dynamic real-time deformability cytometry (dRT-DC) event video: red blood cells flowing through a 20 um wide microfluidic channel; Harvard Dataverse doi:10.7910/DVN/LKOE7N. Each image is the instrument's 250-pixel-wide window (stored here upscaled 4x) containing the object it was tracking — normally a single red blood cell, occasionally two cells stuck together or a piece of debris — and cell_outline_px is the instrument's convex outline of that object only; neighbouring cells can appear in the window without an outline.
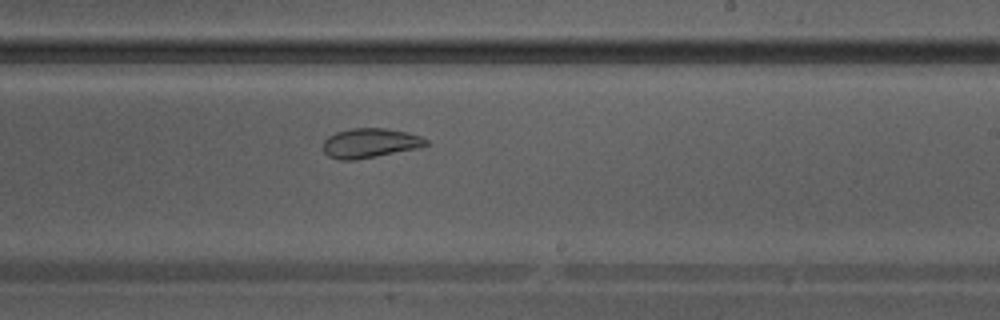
{"species": "Egyptian fruit bat (a non-hibernating species)", "species_latin": "Rousettus aegyptiacus", "temperature_condition": "warm", "stored_images_in_passage": 31, "camera_frame_rate_fps": 3000, "um_per_image_px": 0.085, "animal": {"sex": "male"}, "frame": {"image": 1, "passage_image": 18, "time_ms": 5.667, "image_size_px": [1000, 320], "cell_outline_px": [[428, 144], [416, 148], [356, 160], [340, 160], [328, 156], [324, 152], [324, 140], [328, 136], [336, 132], [352, 128], [388, 128], [408, 132], [420, 136], [428, 140]], "centroid_in_image_um": [31.43, 12.15], "position_along_channel_um": 257.6, "area_um2": 17.63}}